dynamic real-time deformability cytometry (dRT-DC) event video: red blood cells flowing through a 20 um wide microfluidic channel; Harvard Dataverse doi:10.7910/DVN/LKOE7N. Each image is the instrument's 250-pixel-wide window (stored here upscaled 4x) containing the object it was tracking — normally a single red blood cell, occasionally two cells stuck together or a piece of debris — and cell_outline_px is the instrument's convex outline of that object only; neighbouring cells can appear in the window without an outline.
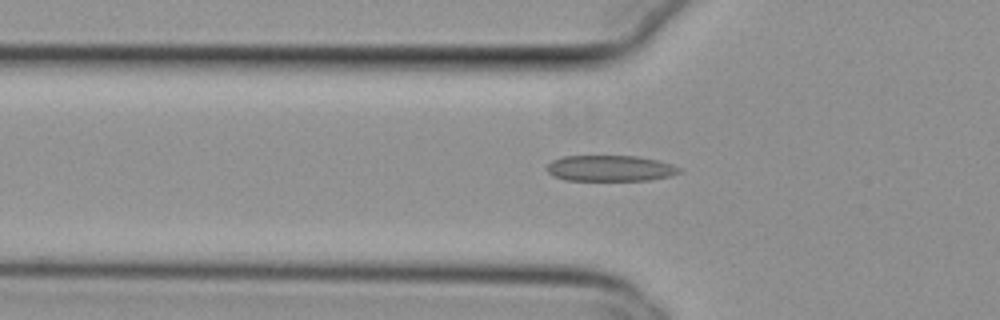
{"species": "common noctule bat (a hibernating species)", "species_latin": "Nyctalus noctula", "temperature_condition": "cold", "stored_images_in_passage": 55, "camera_frame_rate_fps": 3000, "um_per_image_px": 0.085, "animal": {"sex": "female", "body_mass_g": 29.2, "forearm_length_mm": 56.3}, "frame": {"image": 1, "passage_image": 19, "time_ms": 6.0, "image_size_px": [1000, 320], "cell_outline_px": [[680, 172], [672, 176], [648, 180], [564, 180], [552, 176], [548, 172], [548, 164], [552, 160], [564, 156], [636, 156], [656, 160], [680, 168]], "centroid_in_image_um": [51.83, 14.31], "position_along_channel_um": 74.0, "area_um2": 19.83}}
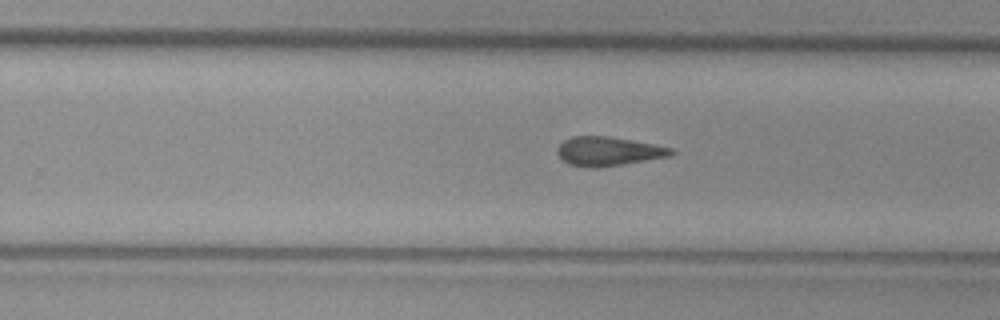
{"frame": {"image": 2, "passage_image": 35, "time_ms": 11.333, "image_size_px": [1000, 320], "cell_outline_px": [[676, 152], [672, 156], [596, 168], [588, 168], [568, 164], [556, 152], [556, 148], [564, 140], [572, 136], [608, 136], [676, 148]], "centroid_in_image_um": [51.73, 12.86], "position_along_channel_um": 278.1, "area_um2": 19.36}}
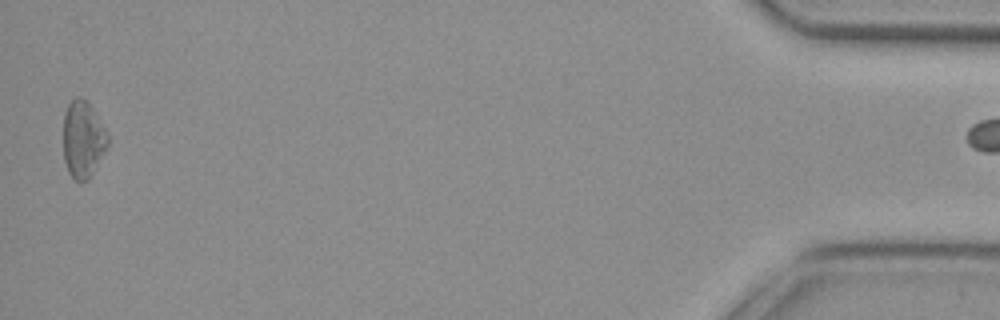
{"frame": {"image": 3, "passage_image": 54, "time_ms": 17.667, "image_size_px": [1000, 320], "cell_outline_px": [[108, 144], [88, 180], [80, 184], [68, 172], [64, 160], [64, 112], [68, 104], [76, 96], [80, 96], [92, 108], [104, 128], [108, 136]], "centroid_in_image_um": [7.03, 11.86], "position_along_channel_um": 428.2, "area_um2": 19.59}}